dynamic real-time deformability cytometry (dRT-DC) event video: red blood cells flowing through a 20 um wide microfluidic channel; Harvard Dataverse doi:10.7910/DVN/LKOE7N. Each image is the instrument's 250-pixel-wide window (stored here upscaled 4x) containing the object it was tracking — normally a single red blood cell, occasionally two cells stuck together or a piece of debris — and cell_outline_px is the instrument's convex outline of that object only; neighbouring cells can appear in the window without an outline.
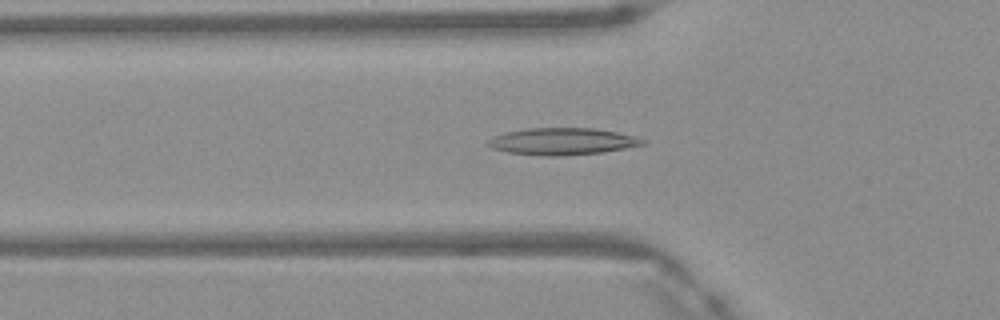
{"species": "Egyptian fruit bat (a non-hibernating species)", "species_latin": "Rousettus aegyptiacus", "temperature_condition": "warm", "stored_images_in_passage": 48, "camera_frame_rate_fps": 3000, "um_per_image_px": 0.085, "frame": {"image": 1, "passage_image": 16, "time_ms": 5.0, "image_size_px": [1000, 320], "cell_outline_px": [[648, 144], [600, 152], [556, 156], [544, 156], [508, 152], [492, 148], [484, 144], [492, 136], [504, 132], [528, 128], [592, 128], [616, 132], [636, 136], [648, 140]], "centroid_in_image_um": [47.78, 12.01], "position_along_channel_um": 78.0, "area_um2": 24.33}}
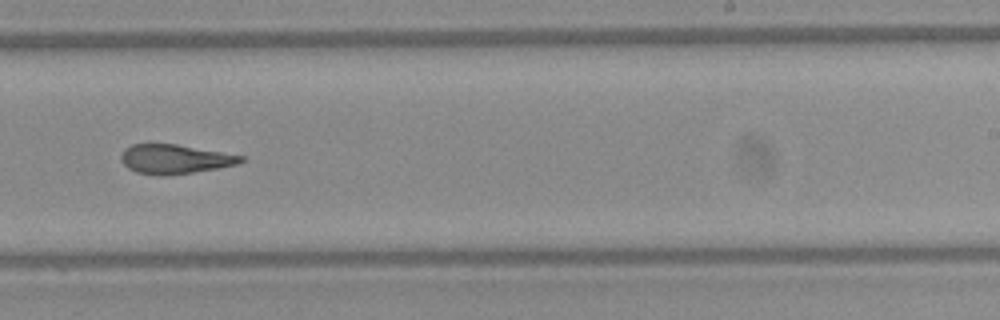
{"frame": {"image": 2, "passage_image": 30, "time_ms": 9.667, "image_size_px": [1000, 320], "cell_outline_px": [[244, 160], [236, 164], [220, 168], [164, 176], [160, 176], [136, 172], [128, 168], [120, 160], [120, 156], [124, 148], [132, 144], [176, 144], [244, 156]], "centroid_in_image_um": [14.82, 13.52], "position_along_channel_um": 274.2, "area_um2": 20.4}}
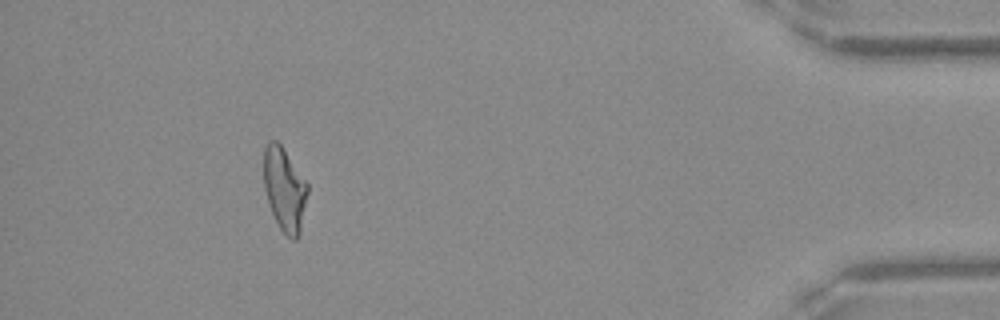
{"frame": {"image": 3, "passage_image": 44, "time_ms": 14.333, "image_size_px": [1000, 320], "cell_outline_px": [[308, 192], [300, 232], [296, 240], [292, 240], [280, 228], [272, 212], [264, 188], [264, 148], [268, 140], [276, 140], [280, 144], [308, 184]], "centroid_in_image_um": [24.18, 16.08], "position_along_channel_um": 411.0, "area_um2": 21.04}, "authors_computed_cell_mechanics": {"area_um2": 21.5305, "velocity_mm_per_s": 4.1876, "shape_relaxation_time_tau1_ms": null, "shape_relaxation_time_tau2_ms": 3.094, "deformation_change_tau1": null, "deformation_change_tau2": 0.1348}}